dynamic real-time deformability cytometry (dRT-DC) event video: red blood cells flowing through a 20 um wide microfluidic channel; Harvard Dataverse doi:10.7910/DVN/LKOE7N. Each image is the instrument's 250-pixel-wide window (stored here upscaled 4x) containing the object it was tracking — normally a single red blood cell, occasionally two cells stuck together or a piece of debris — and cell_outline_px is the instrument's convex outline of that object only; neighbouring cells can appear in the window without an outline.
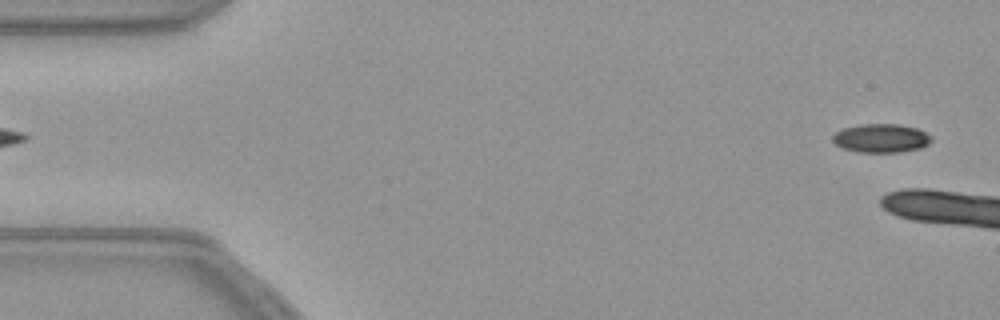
{"species": "common noctule bat (a hibernating species)", "species_latin": "Nyctalus noctula", "temperature_condition": "warm", "stored_images_in_passage": 4, "camera_frame_rate_fps": 3000, "um_per_image_px": 0.085, "animal": {"sex": "female", "body_mass_g": 21.9}, "frame": {"image": 1, "passage_image": 1, "time_ms": 0.0, "image_size_px": [1000, 320], "cell_outline_px": [[932, 140], [928, 144], [920, 148], [900, 152], [860, 152], [844, 148], [836, 144], [832, 140], [832, 136], [836, 132], [844, 128], [860, 124], [900, 124], [916, 128], [932, 136]], "centroid_in_image_um": [74.91, 11.74], "position_along_channel_um": 10.1, "area_um2": 16.42}}